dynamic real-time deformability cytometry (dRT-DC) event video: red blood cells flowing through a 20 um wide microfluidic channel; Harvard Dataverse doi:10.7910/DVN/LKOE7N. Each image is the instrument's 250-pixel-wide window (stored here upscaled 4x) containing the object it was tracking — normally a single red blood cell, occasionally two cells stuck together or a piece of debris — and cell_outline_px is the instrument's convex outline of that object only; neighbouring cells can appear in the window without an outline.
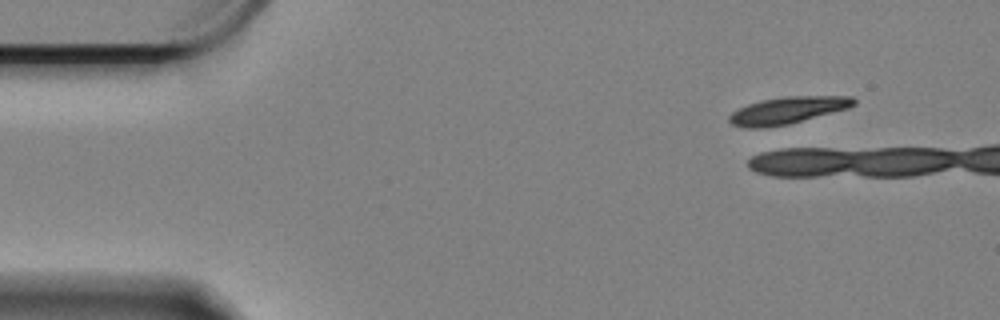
{"species": "Egyptian fruit bat (a non-hibernating species)", "species_latin": "Rousettus aegyptiacus", "temperature_condition": "cold", "stored_images_in_passage": 4, "camera_frame_rate_fps": 3000, "um_per_image_px": 0.085, "animal": {"sex": "female"}, "frame": {"image": 1, "passage_image": 1, "time_ms": 0.0, "image_size_px": [1000, 320], "cell_outline_px": [[856, 104], [848, 108], [788, 124], [760, 128], [744, 128], [732, 124], [728, 120], [728, 116], [732, 112], [748, 104], [760, 100], [784, 96], [852, 96], [856, 100]], "centroid_in_image_um": [66.93, 9.37], "position_along_channel_um": 18.1, "area_um2": 19.54}}